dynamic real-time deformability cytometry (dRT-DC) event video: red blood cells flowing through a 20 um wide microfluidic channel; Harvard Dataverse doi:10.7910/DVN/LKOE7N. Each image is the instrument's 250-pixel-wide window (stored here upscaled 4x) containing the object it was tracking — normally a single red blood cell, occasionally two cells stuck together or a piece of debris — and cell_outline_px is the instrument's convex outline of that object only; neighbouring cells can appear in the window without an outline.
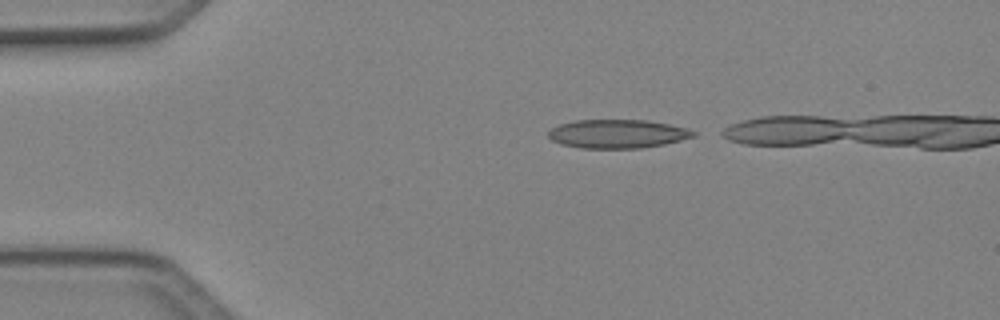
{"species": "Egyptian fruit bat (a non-hibernating species)", "species_latin": "Rousettus aegyptiacus", "temperature_condition": "cold", "stored_images_in_passage": 3, "camera_frame_rate_fps": 3000, "um_per_image_px": 0.085, "animal": {"sex": "female"}, "frame": {"image": 1, "passage_image": 1, "time_ms": 0.0, "image_size_px": [1000, 320], "cell_outline_px": [[696, 136], [664, 144], [640, 148], [580, 148], [560, 144], [552, 140], [548, 136], [548, 132], [552, 128], [560, 124], [576, 120], [644, 120], [668, 124], [684, 128], [696, 132]], "centroid_in_image_um": [52.45, 11.38], "position_along_channel_um": 32.5, "area_um2": 24.04}}